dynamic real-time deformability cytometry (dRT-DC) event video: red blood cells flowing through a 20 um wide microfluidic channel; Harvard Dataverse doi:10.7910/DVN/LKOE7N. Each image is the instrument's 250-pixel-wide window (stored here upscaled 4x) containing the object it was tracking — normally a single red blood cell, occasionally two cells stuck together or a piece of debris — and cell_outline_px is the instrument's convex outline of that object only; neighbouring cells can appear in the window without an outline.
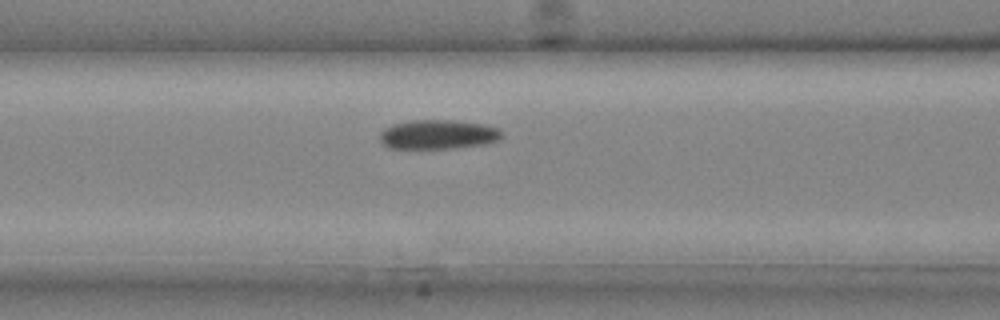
{"species": "common noctule bat (a hibernating species)", "species_latin": "Nyctalus noctula", "temperature_condition": "cold", "stored_images_in_passage": 21, "camera_frame_rate_fps": 3000, "um_per_image_px": 0.085, "animal": {"sex": "male", "body_mass_g": 20.4}, "frame": {"image": 1, "passage_image": 5, "time_ms": 1.333, "image_size_px": [1000, 320], "cell_outline_px": [[504, 136], [500, 140], [484, 144], [452, 148], [388, 148], [380, 140], [380, 132], [384, 128], [392, 124], [412, 120], [452, 120], [480, 124], [500, 128]], "centroid_in_image_um": [37.25, 11.43], "position_along_channel_um": 129.4, "area_um2": 20.87}}
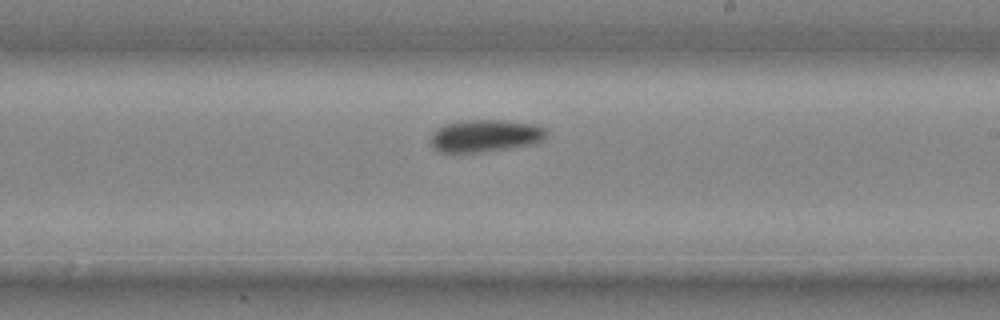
{"frame": {"image": 2, "passage_image": 11, "time_ms": 3.333, "image_size_px": [1000, 320], "cell_outline_px": [[548, 136], [544, 140], [536, 144], [484, 152], [448, 156], [436, 152], [432, 148], [432, 132], [444, 124], [460, 120], [508, 120], [540, 124], [548, 132]], "centroid_in_image_um": [41.24, 11.58], "position_along_channel_um": 247.8, "area_um2": 23.12}}
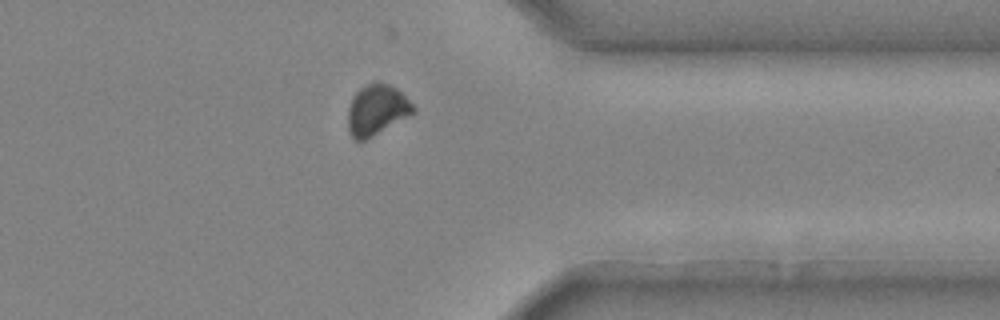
{"frame": {"image": 3, "passage_image": 18, "time_ms": 5.667, "image_size_px": [1000, 320], "cell_outline_px": [[416, 112], [372, 136], [364, 140], [356, 140], [348, 132], [348, 108], [352, 96], [360, 88], [372, 80], [380, 80], [396, 88], [416, 108]], "centroid_in_image_um": [32.0, 9.3], "position_along_channel_um": 379.4, "area_um2": 19.31}}